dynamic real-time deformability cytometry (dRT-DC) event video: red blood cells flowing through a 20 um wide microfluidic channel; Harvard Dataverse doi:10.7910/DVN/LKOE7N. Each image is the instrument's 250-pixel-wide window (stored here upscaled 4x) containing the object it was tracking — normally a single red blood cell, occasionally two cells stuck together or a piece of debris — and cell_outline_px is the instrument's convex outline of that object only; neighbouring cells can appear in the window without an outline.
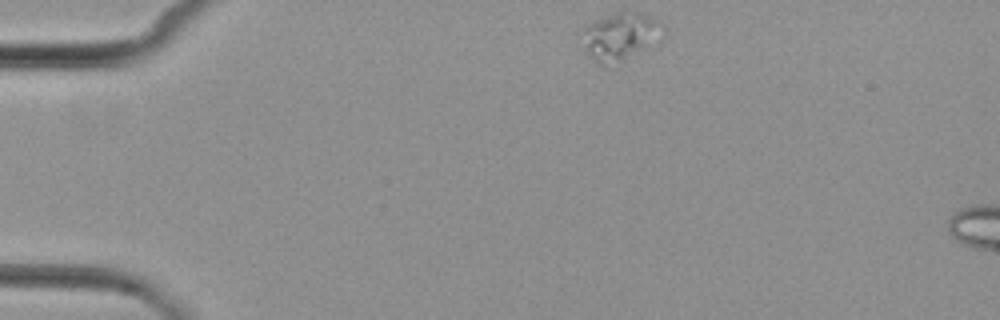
{"species": "common noctule bat (a hibernating species)", "species_latin": "Nyctalus noctula", "temperature_condition": "cold", "stored_images_in_passage": 3, "camera_frame_rate_fps": 3000, "um_per_image_px": 0.085, "animal": {"sex": "female", "body_mass_g": 29.2, "forearm_length_mm": 56.3}, "frame": {"image": 1, "passage_image": 1, "time_ms": 0.0, "image_size_px": [1000, 320], "cell_outline_px": [[664, 36], [660, 40], [624, 56], [604, 64], [596, 64], [588, 56], [576, 32], [584, 24], [616, 12], [640, 12], [660, 20]], "centroid_in_image_um": [52.6, 3.01], "position_along_channel_um": 32.4, "area_um2": 22.25}}